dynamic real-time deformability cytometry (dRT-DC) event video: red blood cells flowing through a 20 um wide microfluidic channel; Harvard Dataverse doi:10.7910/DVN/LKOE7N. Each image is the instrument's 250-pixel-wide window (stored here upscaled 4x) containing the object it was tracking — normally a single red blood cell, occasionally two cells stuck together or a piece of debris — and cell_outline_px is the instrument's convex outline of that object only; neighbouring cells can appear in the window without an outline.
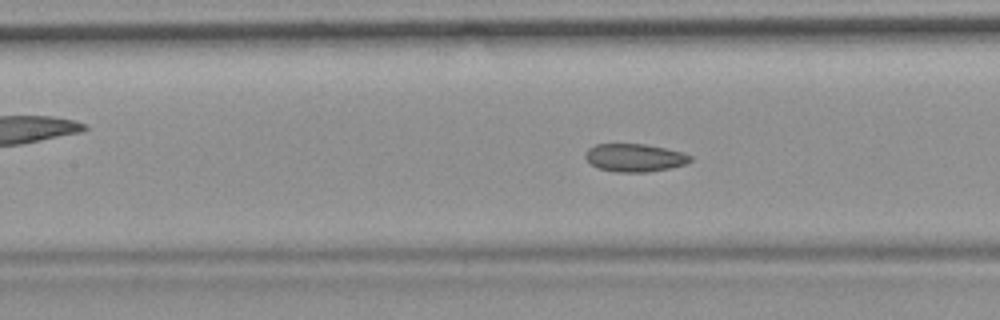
{"species": "common noctule bat (a hibernating species)", "species_latin": "Nyctalus noctula", "temperature_condition": "room temperature", "stored_images_in_passage": 56, "camera_frame_rate_fps": 3000, "um_per_image_px": 0.085, "animal": {"sex": "female", "body_mass_g": 19.9}, "frame": {"image": 1, "passage_image": 25, "time_ms": 8.0, "image_size_px": [1000, 320], "cell_outline_px": [[692, 160], [688, 164], [648, 172], [616, 172], [596, 168], [584, 156], [584, 152], [588, 148], [596, 144], [644, 144], [684, 152], [692, 156]], "centroid_in_image_um": [53.95, 13.41], "position_along_channel_um": 153.5, "area_um2": 17.22}, "authors_computed_cell_mechanics": {"area_um2": 18.1203, "velocity_mm_per_s": 3.7147, "shape_relaxation_time_tau1_ms": null, "shape_relaxation_time_tau2_ms": 1.751, "deformation_change_tau1": null, "deformation_change_tau2": 0.0616}}